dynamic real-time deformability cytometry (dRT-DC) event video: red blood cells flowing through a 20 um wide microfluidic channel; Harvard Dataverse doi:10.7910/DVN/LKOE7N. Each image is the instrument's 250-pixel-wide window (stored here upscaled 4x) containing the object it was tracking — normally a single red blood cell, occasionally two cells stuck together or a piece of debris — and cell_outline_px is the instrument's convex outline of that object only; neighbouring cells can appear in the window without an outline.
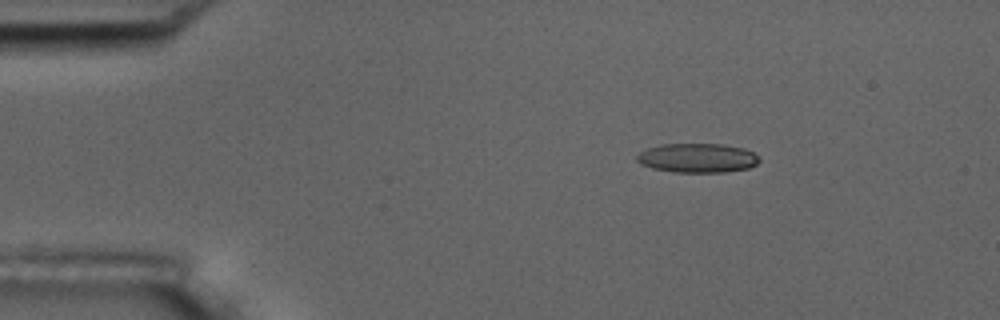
{"species": "common noctule bat (a hibernating species)", "species_latin": "Nyctalus noctula", "temperature_condition": "room temperature", "stored_images_in_passage": 54, "camera_frame_rate_fps": 3000, "um_per_image_px": 0.085, "animal": {"sex": "male", "body_mass_g": 17.5, "forearm_length_mm": 52.3}, "frame": {"image": 1, "passage_image": 8, "time_ms": 2.333, "image_size_px": [1000, 320], "cell_outline_px": [[760, 160], [756, 164], [748, 168], [728, 172], [672, 172], [652, 168], [640, 164], [636, 160], [636, 156], [640, 152], [648, 148], [660, 144], [720, 144], [744, 148], [752, 152]], "centroid_in_image_um": [59.25, 13.43], "position_along_channel_um": 25.7, "area_um2": 20.87}}
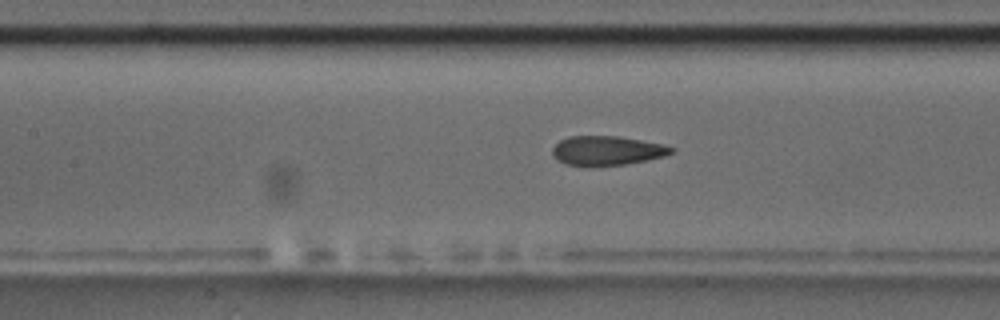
{"frame": {"image": 2, "passage_image": 24, "time_ms": 7.667, "image_size_px": [1000, 320], "cell_outline_px": [[676, 152], [664, 156], [648, 160], [624, 164], [588, 168], [564, 164], [556, 160], [552, 156], [552, 148], [560, 140], [568, 136], [620, 136], [664, 144], [676, 148]], "centroid_in_image_um": [51.58, 12.82], "position_along_channel_um": 155.8, "area_um2": 21.04}}
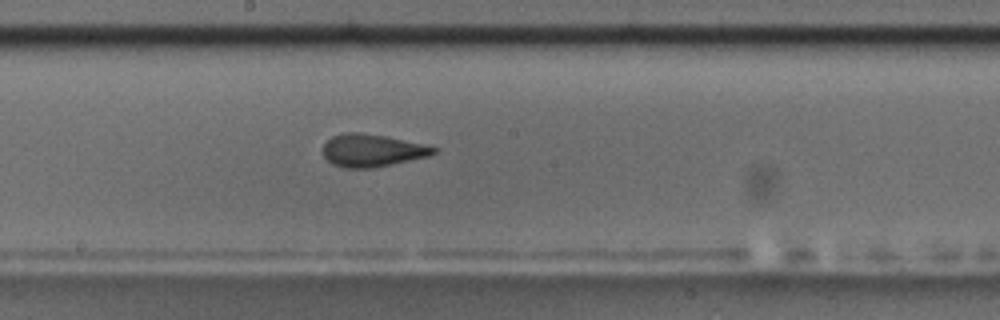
{"frame": {"image": 3, "passage_image": 29, "time_ms": 9.333, "image_size_px": [1000, 320], "cell_outline_px": [[436, 152], [428, 156], [376, 168], [344, 168], [332, 164], [324, 156], [324, 144], [332, 136], [344, 132], [360, 132], [388, 136], [436, 148]], "centroid_in_image_um": [31.59, 12.79], "position_along_channel_um": 216.6, "area_um2": 20.92}, "authors_computed_cell_mechanics": {"area_um2": 21.0392, "velocity_mm_per_s": 3.6665, "shape_relaxation_time_tau1_ms": 6.8027, "shape_relaxation_time_tau2_ms": 1.4377, "deformation_change_tau1": 0.1805, "deformation_change_tau2": 0.0698}}